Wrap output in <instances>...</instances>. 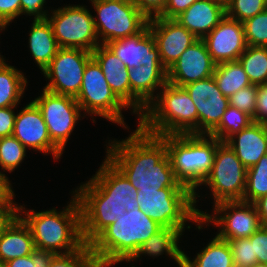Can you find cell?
<instances>
[{"label":"cell","mask_w":267,"mask_h":267,"mask_svg":"<svg viewBox=\"0 0 267 267\" xmlns=\"http://www.w3.org/2000/svg\"><path fill=\"white\" fill-rule=\"evenodd\" d=\"M109 145V146H108ZM106 157L126 176L137 191L187 188L176 178L166 142L139 126L125 140H110Z\"/></svg>","instance_id":"1"},{"label":"cell","mask_w":267,"mask_h":267,"mask_svg":"<svg viewBox=\"0 0 267 267\" xmlns=\"http://www.w3.org/2000/svg\"><path fill=\"white\" fill-rule=\"evenodd\" d=\"M25 209L17 205V214L29 226L37 249L66 255L78 251L85 244L81 230V209L74 194L62 211L52 208L27 212ZM21 213H25L24 216Z\"/></svg>","instance_id":"2"},{"label":"cell","mask_w":267,"mask_h":267,"mask_svg":"<svg viewBox=\"0 0 267 267\" xmlns=\"http://www.w3.org/2000/svg\"><path fill=\"white\" fill-rule=\"evenodd\" d=\"M138 126L156 136L198 134L197 108L184 87L166 82L146 106Z\"/></svg>","instance_id":"3"},{"label":"cell","mask_w":267,"mask_h":267,"mask_svg":"<svg viewBox=\"0 0 267 267\" xmlns=\"http://www.w3.org/2000/svg\"><path fill=\"white\" fill-rule=\"evenodd\" d=\"M163 227L141 209L126 211L89 245L105 267L128 262L152 235Z\"/></svg>","instance_id":"4"},{"label":"cell","mask_w":267,"mask_h":267,"mask_svg":"<svg viewBox=\"0 0 267 267\" xmlns=\"http://www.w3.org/2000/svg\"><path fill=\"white\" fill-rule=\"evenodd\" d=\"M160 137L166 142L167 154L177 180L193 193L194 206H197L196 198L200 195L196 190L210 173L217 146L221 141L205 134Z\"/></svg>","instance_id":"5"},{"label":"cell","mask_w":267,"mask_h":267,"mask_svg":"<svg viewBox=\"0 0 267 267\" xmlns=\"http://www.w3.org/2000/svg\"><path fill=\"white\" fill-rule=\"evenodd\" d=\"M136 200L149 218L163 228L185 231L186 222L197 223L193 193L188 188H162L158 191H137Z\"/></svg>","instance_id":"6"},{"label":"cell","mask_w":267,"mask_h":267,"mask_svg":"<svg viewBox=\"0 0 267 267\" xmlns=\"http://www.w3.org/2000/svg\"><path fill=\"white\" fill-rule=\"evenodd\" d=\"M91 4L97 13L94 26L102 45L138 35L148 25L149 19L131 0H101Z\"/></svg>","instance_id":"7"},{"label":"cell","mask_w":267,"mask_h":267,"mask_svg":"<svg viewBox=\"0 0 267 267\" xmlns=\"http://www.w3.org/2000/svg\"><path fill=\"white\" fill-rule=\"evenodd\" d=\"M83 113L89 116L99 115L106 120L125 125L123 109L128 108L112 91L105 79L99 64L91 58L85 67L83 81L78 95L75 97Z\"/></svg>","instance_id":"8"},{"label":"cell","mask_w":267,"mask_h":267,"mask_svg":"<svg viewBox=\"0 0 267 267\" xmlns=\"http://www.w3.org/2000/svg\"><path fill=\"white\" fill-rule=\"evenodd\" d=\"M51 13L46 18L52 26L60 48L92 52L98 45H101L94 26V16L86 6H62L51 10Z\"/></svg>","instance_id":"9"},{"label":"cell","mask_w":267,"mask_h":267,"mask_svg":"<svg viewBox=\"0 0 267 267\" xmlns=\"http://www.w3.org/2000/svg\"><path fill=\"white\" fill-rule=\"evenodd\" d=\"M247 168L225 142L217 146L213 166L202 185L209 186L214 205L224 201H243Z\"/></svg>","instance_id":"10"},{"label":"cell","mask_w":267,"mask_h":267,"mask_svg":"<svg viewBox=\"0 0 267 267\" xmlns=\"http://www.w3.org/2000/svg\"><path fill=\"white\" fill-rule=\"evenodd\" d=\"M213 206L212 215L195 208L200 218L196 223L198 230L203 229L205 224L206 227L209 226L210 223L220 228L216 234L219 238L234 240L250 237L262 226L254 203L224 201Z\"/></svg>","instance_id":"11"},{"label":"cell","mask_w":267,"mask_h":267,"mask_svg":"<svg viewBox=\"0 0 267 267\" xmlns=\"http://www.w3.org/2000/svg\"><path fill=\"white\" fill-rule=\"evenodd\" d=\"M72 194L77 200H114L125 206L127 212L139 207L137 189L107 157L96 174Z\"/></svg>","instance_id":"12"},{"label":"cell","mask_w":267,"mask_h":267,"mask_svg":"<svg viewBox=\"0 0 267 267\" xmlns=\"http://www.w3.org/2000/svg\"><path fill=\"white\" fill-rule=\"evenodd\" d=\"M32 101L42 112L52 142L63 152L77 121L82 117L75 97L55 94L43 88L40 96Z\"/></svg>","instance_id":"13"},{"label":"cell","mask_w":267,"mask_h":267,"mask_svg":"<svg viewBox=\"0 0 267 267\" xmlns=\"http://www.w3.org/2000/svg\"><path fill=\"white\" fill-rule=\"evenodd\" d=\"M91 58L92 52L87 50L60 48L42 73L50 81L44 89L76 97L82 85L86 64Z\"/></svg>","instance_id":"14"},{"label":"cell","mask_w":267,"mask_h":267,"mask_svg":"<svg viewBox=\"0 0 267 267\" xmlns=\"http://www.w3.org/2000/svg\"><path fill=\"white\" fill-rule=\"evenodd\" d=\"M198 114V134L209 135L220 123L229 106V97L223 95L213 76L183 86Z\"/></svg>","instance_id":"15"},{"label":"cell","mask_w":267,"mask_h":267,"mask_svg":"<svg viewBox=\"0 0 267 267\" xmlns=\"http://www.w3.org/2000/svg\"><path fill=\"white\" fill-rule=\"evenodd\" d=\"M26 148L51 154L60 159L63 152L52 142L47 125L38 106L33 102L26 104L15 116L13 134Z\"/></svg>","instance_id":"16"},{"label":"cell","mask_w":267,"mask_h":267,"mask_svg":"<svg viewBox=\"0 0 267 267\" xmlns=\"http://www.w3.org/2000/svg\"><path fill=\"white\" fill-rule=\"evenodd\" d=\"M148 28L154 36L162 65L168 70L198 39L174 19L153 17Z\"/></svg>","instance_id":"17"},{"label":"cell","mask_w":267,"mask_h":267,"mask_svg":"<svg viewBox=\"0 0 267 267\" xmlns=\"http://www.w3.org/2000/svg\"><path fill=\"white\" fill-rule=\"evenodd\" d=\"M216 65L205 42L198 39L167 70V82L183 87L189 83L207 79L213 76Z\"/></svg>","instance_id":"18"},{"label":"cell","mask_w":267,"mask_h":267,"mask_svg":"<svg viewBox=\"0 0 267 267\" xmlns=\"http://www.w3.org/2000/svg\"><path fill=\"white\" fill-rule=\"evenodd\" d=\"M202 40L216 64L238 61L247 47L243 22L227 16Z\"/></svg>","instance_id":"19"},{"label":"cell","mask_w":267,"mask_h":267,"mask_svg":"<svg viewBox=\"0 0 267 267\" xmlns=\"http://www.w3.org/2000/svg\"><path fill=\"white\" fill-rule=\"evenodd\" d=\"M130 82V108L138 114L145 112L146 106L156 97L155 91L167 82V69L162 64L140 65L128 69ZM159 87V88H158Z\"/></svg>","instance_id":"20"},{"label":"cell","mask_w":267,"mask_h":267,"mask_svg":"<svg viewBox=\"0 0 267 267\" xmlns=\"http://www.w3.org/2000/svg\"><path fill=\"white\" fill-rule=\"evenodd\" d=\"M127 69L140 65L162 64L156 41L148 26L138 35L105 44Z\"/></svg>","instance_id":"21"},{"label":"cell","mask_w":267,"mask_h":267,"mask_svg":"<svg viewBox=\"0 0 267 267\" xmlns=\"http://www.w3.org/2000/svg\"><path fill=\"white\" fill-rule=\"evenodd\" d=\"M78 202L81 209L82 237L87 245L126 212V207L114 200H78Z\"/></svg>","instance_id":"22"},{"label":"cell","mask_w":267,"mask_h":267,"mask_svg":"<svg viewBox=\"0 0 267 267\" xmlns=\"http://www.w3.org/2000/svg\"><path fill=\"white\" fill-rule=\"evenodd\" d=\"M225 16V0H198L174 20L197 39H203Z\"/></svg>","instance_id":"23"},{"label":"cell","mask_w":267,"mask_h":267,"mask_svg":"<svg viewBox=\"0 0 267 267\" xmlns=\"http://www.w3.org/2000/svg\"><path fill=\"white\" fill-rule=\"evenodd\" d=\"M225 143L248 169L267 154L266 124L252 122L247 128L231 136Z\"/></svg>","instance_id":"24"},{"label":"cell","mask_w":267,"mask_h":267,"mask_svg":"<svg viewBox=\"0 0 267 267\" xmlns=\"http://www.w3.org/2000/svg\"><path fill=\"white\" fill-rule=\"evenodd\" d=\"M36 249L29 226L16 214L0 234V261L30 255Z\"/></svg>","instance_id":"25"},{"label":"cell","mask_w":267,"mask_h":267,"mask_svg":"<svg viewBox=\"0 0 267 267\" xmlns=\"http://www.w3.org/2000/svg\"><path fill=\"white\" fill-rule=\"evenodd\" d=\"M92 58L99 64L106 81L115 95L130 108V82L128 69L106 45H98Z\"/></svg>","instance_id":"26"},{"label":"cell","mask_w":267,"mask_h":267,"mask_svg":"<svg viewBox=\"0 0 267 267\" xmlns=\"http://www.w3.org/2000/svg\"><path fill=\"white\" fill-rule=\"evenodd\" d=\"M30 54L43 72L60 49L47 18L33 20L29 31Z\"/></svg>","instance_id":"27"},{"label":"cell","mask_w":267,"mask_h":267,"mask_svg":"<svg viewBox=\"0 0 267 267\" xmlns=\"http://www.w3.org/2000/svg\"><path fill=\"white\" fill-rule=\"evenodd\" d=\"M183 235L179 228H162L141 245L128 262L141 258V255L152 256L154 259L165 253L174 259L179 267H182L184 251L180 249L178 243Z\"/></svg>","instance_id":"28"},{"label":"cell","mask_w":267,"mask_h":267,"mask_svg":"<svg viewBox=\"0 0 267 267\" xmlns=\"http://www.w3.org/2000/svg\"><path fill=\"white\" fill-rule=\"evenodd\" d=\"M192 260L183 252L182 267H234L229 243L217 235Z\"/></svg>","instance_id":"29"},{"label":"cell","mask_w":267,"mask_h":267,"mask_svg":"<svg viewBox=\"0 0 267 267\" xmlns=\"http://www.w3.org/2000/svg\"><path fill=\"white\" fill-rule=\"evenodd\" d=\"M6 61L0 65V108L17 106L27 87V78Z\"/></svg>","instance_id":"30"},{"label":"cell","mask_w":267,"mask_h":267,"mask_svg":"<svg viewBox=\"0 0 267 267\" xmlns=\"http://www.w3.org/2000/svg\"><path fill=\"white\" fill-rule=\"evenodd\" d=\"M213 77L218 88L226 97H230L238 90L252 85L239 61L217 64Z\"/></svg>","instance_id":"31"},{"label":"cell","mask_w":267,"mask_h":267,"mask_svg":"<svg viewBox=\"0 0 267 267\" xmlns=\"http://www.w3.org/2000/svg\"><path fill=\"white\" fill-rule=\"evenodd\" d=\"M238 61L252 85L267 82V47L247 46Z\"/></svg>","instance_id":"32"},{"label":"cell","mask_w":267,"mask_h":267,"mask_svg":"<svg viewBox=\"0 0 267 267\" xmlns=\"http://www.w3.org/2000/svg\"><path fill=\"white\" fill-rule=\"evenodd\" d=\"M252 122L253 119L250 115L229 105L219 125L209 135L221 142H226L231 136L247 128Z\"/></svg>","instance_id":"33"},{"label":"cell","mask_w":267,"mask_h":267,"mask_svg":"<svg viewBox=\"0 0 267 267\" xmlns=\"http://www.w3.org/2000/svg\"><path fill=\"white\" fill-rule=\"evenodd\" d=\"M267 194V154L247 169L246 189L243 201L254 203L260 197Z\"/></svg>","instance_id":"34"},{"label":"cell","mask_w":267,"mask_h":267,"mask_svg":"<svg viewBox=\"0 0 267 267\" xmlns=\"http://www.w3.org/2000/svg\"><path fill=\"white\" fill-rule=\"evenodd\" d=\"M26 147L13 135L0 138V167L13 172L26 156Z\"/></svg>","instance_id":"35"},{"label":"cell","mask_w":267,"mask_h":267,"mask_svg":"<svg viewBox=\"0 0 267 267\" xmlns=\"http://www.w3.org/2000/svg\"><path fill=\"white\" fill-rule=\"evenodd\" d=\"M49 267H105L92 252L90 245L84 244L78 251L55 255Z\"/></svg>","instance_id":"36"},{"label":"cell","mask_w":267,"mask_h":267,"mask_svg":"<svg viewBox=\"0 0 267 267\" xmlns=\"http://www.w3.org/2000/svg\"><path fill=\"white\" fill-rule=\"evenodd\" d=\"M267 9V0H225L226 16L244 22Z\"/></svg>","instance_id":"37"},{"label":"cell","mask_w":267,"mask_h":267,"mask_svg":"<svg viewBox=\"0 0 267 267\" xmlns=\"http://www.w3.org/2000/svg\"><path fill=\"white\" fill-rule=\"evenodd\" d=\"M247 46L267 47V9L243 22Z\"/></svg>","instance_id":"38"},{"label":"cell","mask_w":267,"mask_h":267,"mask_svg":"<svg viewBox=\"0 0 267 267\" xmlns=\"http://www.w3.org/2000/svg\"><path fill=\"white\" fill-rule=\"evenodd\" d=\"M227 242L232 251L234 267H252L257 263V257L254 256L253 244L248 237L227 240Z\"/></svg>","instance_id":"39"},{"label":"cell","mask_w":267,"mask_h":267,"mask_svg":"<svg viewBox=\"0 0 267 267\" xmlns=\"http://www.w3.org/2000/svg\"><path fill=\"white\" fill-rule=\"evenodd\" d=\"M256 98L257 85H250L231 95L229 97V105L236 107L253 118L255 115Z\"/></svg>","instance_id":"40"},{"label":"cell","mask_w":267,"mask_h":267,"mask_svg":"<svg viewBox=\"0 0 267 267\" xmlns=\"http://www.w3.org/2000/svg\"><path fill=\"white\" fill-rule=\"evenodd\" d=\"M54 256L52 252L36 248L30 255L11 259L5 265L6 267H49Z\"/></svg>","instance_id":"41"},{"label":"cell","mask_w":267,"mask_h":267,"mask_svg":"<svg viewBox=\"0 0 267 267\" xmlns=\"http://www.w3.org/2000/svg\"><path fill=\"white\" fill-rule=\"evenodd\" d=\"M248 238L253 244L254 256L257 257V263L267 264V228L261 226Z\"/></svg>","instance_id":"42"},{"label":"cell","mask_w":267,"mask_h":267,"mask_svg":"<svg viewBox=\"0 0 267 267\" xmlns=\"http://www.w3.org/2000/svg\"><path fill=\"white\" fill-rule=\"evenodd\" d=\"M21 13L20 0H0V28H7L9 23Z\"/></svg>","instance_id":"43"},{"label":"cell","mask_w":267,"mask_h":267,"mask_svg":"<svg viewBox=\"0 0 267 267\" xmlns=\"http://www.w3.org/2000/svg\"><path fill=\"white\" fill-rule=\"evenodd\" d=\"M252 119L255 123L267 124V82L257 85L255 115Z\"/></svg>","instance_id":"44"},{"label":"cell","mask_w":267,"mask_h":267,"mask_svg":"<svg viewBox=\"0 0 267 267\" xmlns=\"http://www.w3.org/2000/svg\"><path fill=\"white\" fill-rule=\"evenodd\" d=\"M198 0H167L163 11L157 16L165 19H174Z\"/></svg>","instance_id":"45"},{"label":"cell","mask_w":267,"mask_h":267,"mask_svg":"<svg viewBox=\"0 0 267 267\" xmlns=\"http://www.w3.org/2000/svg\"><path fill=\"white\" fill-rule=\"evenodd\" d=\"M21 15L34 16V20H41L47 17L48 10H44L46 0H20Z\"/></svg>","instance_id":"46"},{"label":"cell","mask_w":267,"mask_h":267,"mask_svg":"<svg viewBox=\"0 0 267 267\" xmlns=\"http://www.w3.org/2000/svg\"><path fill=\"white\" fill-rule=\"evenodd\" d=\"M137 8L148 18L157 17L167 0H131Z\"/></svg>","instance_id":"47"},{"label":"cell","mask_w":267,"mask_h":267,"mask_svg":"<svg viewBox=\"0 0 267 267\" xmlns=\"http://www.w3.org/2000/svg\"><path fill=\"white\" fill-rule=\"evenodd\" d=\"M17 106L0 108V138L13 134L15 112Z\"/></svg>","instance_id":"48"},{"label":"cell","mask_w":267,"mask_h":267,"mask_svg":"<svg viewBox=\"0 0 267 267\" xmlns=\"http://www.w3.org/2000/svg\"><path fill=\"white\" fill-rule=\"evenodd\" d=\"M5 173L0 171V205H17L14 200V190Z\"/></svg>","instance_id":"49"},{"label":"cell","mask_w":267,"mask_h":267,"mask_svg":"<svg viewBox=\"0 0 267 267\" xmlns=\"http://www.w3.org/2000/svg\"><path fill=\"white\" fill-rule=\"evenodd\" d=\"M17 214V205H0V234L7 223Z\"/></svg>","instance_id":"50"},{"label":"cell","mask_w":267,"mask_h":267,"mask_svg":"<svg viewBox=\"0 0 267 267\" xmlns=\"http://www.w3.org/2000/svg\"><path fill=\"white\" fill-rule=\"evenodd\" d=\"M262 226L267 223V194L254 202Z\"/></svg>","instance_id":"51"},{"label":"cell","mask_w":267,"mask_h":267,"mask_svg":"<svg viewBox=\"0 0 267 267\" xmlns=\"http://www.w3.org/2000/svg\"><path fill=\"white\" fill-rule=\"evenodd\" d=\"M2 30L4 31V28H0V32H2ZM5 62V58H3V56L0 53V65L3 64Z\"/></svg>","instance_id":"52"},{"label":"cell","mask_w":267,"mask_h":267,"mask_svg":"<svg viewBox=\"0 0 267 267\" xmlns=\"http://www.w3.org/2000/svg\"><path fill=\"white\" fill-rule=\"evenodd\" d=\"M252 267H267V264H264V263H255Z\"/></svg>","instance_id":"53"},{"label":"cell","mask_w":267,"mask_h":267,"mask_svg":"<svg viewBox=\"0 0 267 267\" xmlns=\"http://www.w3.org/2000/svg\"><path fill=\"white\" fill-rule=\"evenodd\" d=\"M0 267H6L5 263H2V262L0 261Z\"/></svg>","instance_id":"54"},{"label":"cell","mask_w":267,"mask_h":267,"mask_svg":"<svg viewBox=\"0 0 267 267\" xmlns=\"http://www.w3.org/2000/svg\"><path fill=\"white\" fill-rule=\"evenodd\" d=\"M90 1L93 3V2H96V1H101V0H90Z\"/></svg>","instance_id":"55"}]
</instances>
